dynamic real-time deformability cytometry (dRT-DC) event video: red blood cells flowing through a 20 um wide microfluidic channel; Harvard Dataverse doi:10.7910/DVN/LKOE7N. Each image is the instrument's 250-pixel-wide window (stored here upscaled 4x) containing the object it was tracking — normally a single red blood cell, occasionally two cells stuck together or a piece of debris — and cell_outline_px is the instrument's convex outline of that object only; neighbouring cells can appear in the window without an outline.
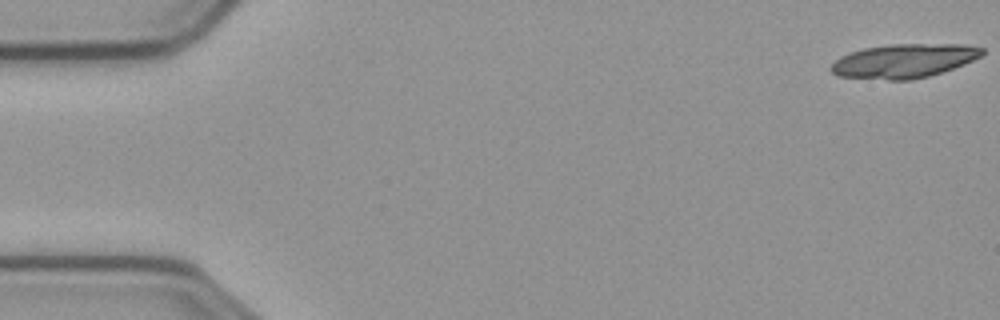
{"species": "common noctule bat (a hibernating species)", "species_latin": "Nyctalus noctula", "temperature_condition": "cold", "stored_images_in_passage": 19, "camera_frame_rate_fps": 3000, "um_per_image_px": 0.085, "animal": {"sex": "male", "body_mass_g": 23.1, "forearm_length_mm": 52.7}, "frame": {"image": 1, "passage_image": 1, "time_ms": 0.0, "image_size_px": [1000, 320], "cell_outline_px": [[984, 52], [980, 56], [964, 64], [928, 76], [912, 80], [888, 80], [836, 76], [828, 68], [840, 56], [848, 52], [864, 48], [888, 44], [964, 44], [984, 48]], "centroid_in_image_um": [76.79, 5.17], "position_along_channel_um": 8.2, "area_um2": 30.0}}